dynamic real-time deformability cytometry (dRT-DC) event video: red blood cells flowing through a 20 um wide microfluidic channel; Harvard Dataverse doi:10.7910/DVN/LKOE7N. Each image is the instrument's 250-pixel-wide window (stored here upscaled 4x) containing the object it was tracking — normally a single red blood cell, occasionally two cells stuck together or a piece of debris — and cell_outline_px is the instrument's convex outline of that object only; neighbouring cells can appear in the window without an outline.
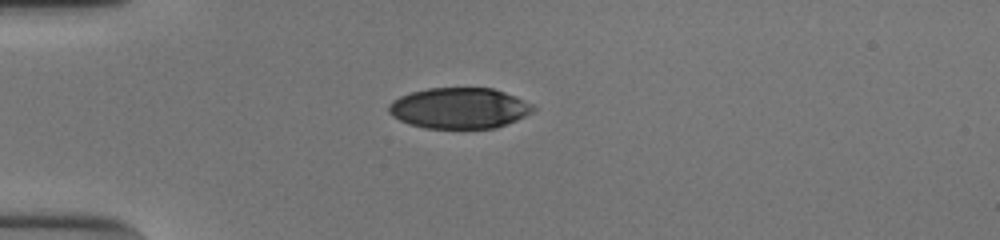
{"species": "human", "species_latin": "Homo sapiens", "temperature_condition": "cold", "stored_images_in_passage": 39, "camera_frame_rate_fps": 3000, "um_per_image_px": 0.085, "donor": {"sex": "male"}, "frame": {"image": 1, "passage_image": 1, "time_ms": 0.0, "image_size_px": [1000, 240], "cell_outline_px": [[536, 108], [532, 112], [516, 120], [496, 128], [424, 128], [408, 124], [392, 116], [388, 112], [388, 104], [392, 100], [400, 96], [412, 92], [428, 88], [492, 88], [504, 92], [532, 104]], "centroid_in_image_um": [39.0, 9.2], "position_along_channel_um": 46.0, "area_um2": 34.28}}
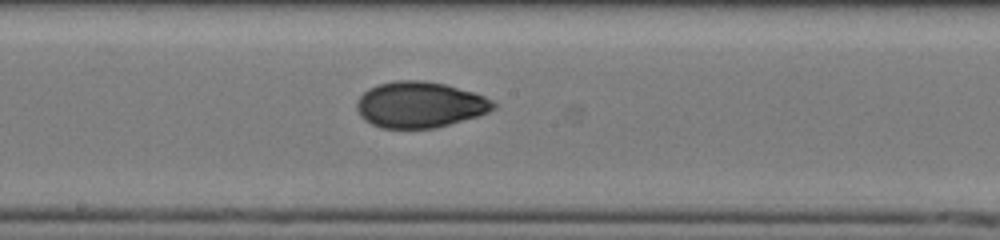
{"frame": {"image": 2, "passage_image": 16, "time_ms": 5.0, "image_size_px": [1000, 240], "cell_outline_px": [[496, 108], [480, 116], [436, 128], [380, 128], [364, 120], [360, 116], [356, 108], [356, 100], [368, 88], [380, 84], [396, 80], [424, 80], [444, 84], [472, 92], [484, 96], [492, 100], [496, 104]], "centroid_in_image_um": [35.68, 8.91], "position_along_channel_um": 212.5, "area_um2": 36.82}}
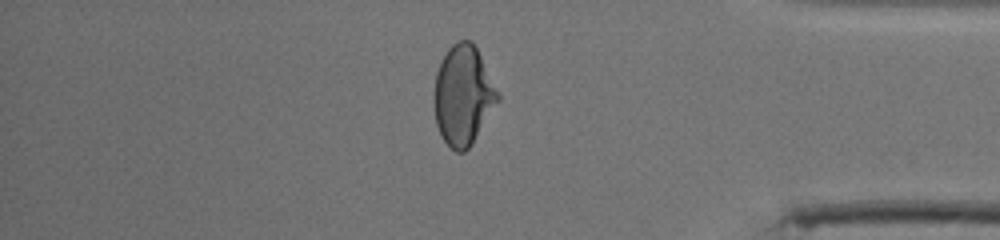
{"frame": {"image": 3, "passage_image": 32, "time_ms": 10.333, "image_size_px": [1000, 240], "cell_outline_px": [[500, 100], [472, 144], [464, 152], [456, 152], [444, 140], [436, 124], [432, 96], [436, 72], [448, 48], [452, 44], [460, 40], [468, 40], [476, 48], [500, 96]], "centroid_in_image_um": [39.34, 8.13], "position_along_channel_um": 395.9, "area_um2": 36.76}, "authors_computed_cell_mechanics": {"area_um2": 36.6452, "velocity_mm_per_s": 3.8697, "shape_relaxation_time_tau1_ms": 6.2965, "shape_relaxation_time_tau2_ms": 1.4791, "deformation_change_tau1": 0.1832, "deformation_change_tau2": 0.0513}}